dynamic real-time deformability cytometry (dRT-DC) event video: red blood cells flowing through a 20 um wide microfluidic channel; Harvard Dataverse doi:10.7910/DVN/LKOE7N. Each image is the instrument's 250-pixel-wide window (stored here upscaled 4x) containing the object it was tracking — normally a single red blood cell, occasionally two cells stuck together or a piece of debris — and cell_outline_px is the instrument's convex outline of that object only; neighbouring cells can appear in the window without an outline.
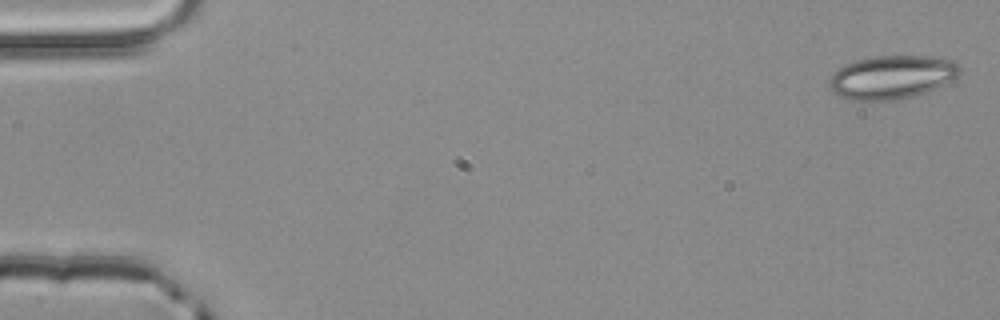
{"species": "common noctule bat (a hibernating species)", "species_latin": "Nyctalus noctula", "temperature_condition": "room temperature", "stored_images_in_passage": 4, "camera_frame_rate_fps": 3000, "um_per_image_px": 0.085, "animal": {"sex": "male", "body_mass_g": 20.4}, "frame": {"image": 1, "passage_image": 1, "time_ms": 0.0, "image_size_px": [1000, 320], "cell_outline_px": [[960, 72], [956, 76], [936, 88], [912, 96], [896, 100], [852, 100], [840, 96], [832, 92], [828, 84], [828, 80], [832, 72], [856, 60], [876, 56], [936, 56], [956, 60], [960, 64]], "centroid_in_image_um": [75.8, 6.54], "position_along_channel_um": 9.2, "area_um2": 33.06}}